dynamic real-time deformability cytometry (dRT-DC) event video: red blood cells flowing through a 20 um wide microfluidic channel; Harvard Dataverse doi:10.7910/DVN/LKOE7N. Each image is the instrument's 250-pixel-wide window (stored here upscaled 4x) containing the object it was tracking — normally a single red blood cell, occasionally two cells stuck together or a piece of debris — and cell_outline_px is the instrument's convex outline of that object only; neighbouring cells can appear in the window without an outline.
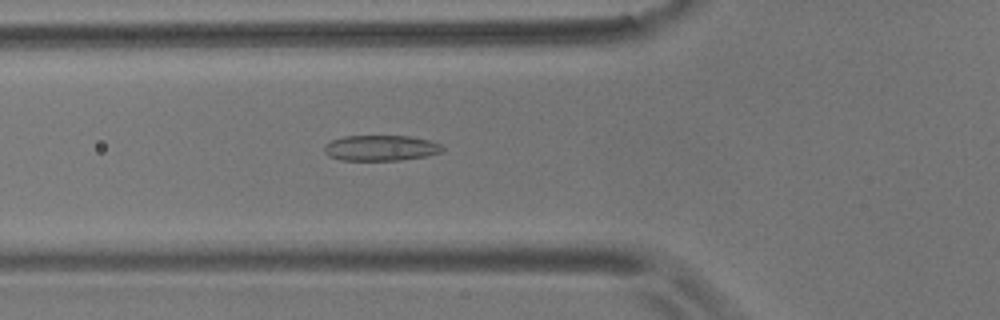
{"species": "common noctule bat (a hibernating species)", "species_latin": "Nyctalus noctula", "temperature_condition": "room temperature", "stored_images_in_passage": 42, "camera_frame_rate_fps": 3000, "um_per_image_px": 0.085, "animal": {"sex": "male", "body_mass_g": 17.9}, "frame": {"image": 1, "passage_image": 6, "time_ms": 1.667, "image_size_px": [1000, 320], "cell_outline_px": [[444, 148], [440, 152], [428, 156], [400, 160], [340, 160], [328, 156], [324, 152], [324, 144], [332, 140], [344, 136], [408, 136], [428, 140], [440, 144]], "centroid_in_image_um": [32.33, 12.58], "position_along_channel_um": 93.5, "area_um2": 17.63}}
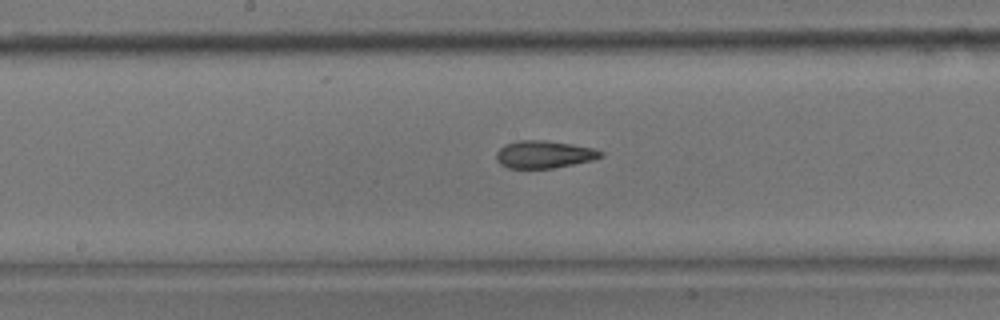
{"frame": {"image": 2, "passage_image": 15, "time_ms": 4.667, "image_size_px": [1000, 320], "cell_outline_px": [[604, 156], [592, 160], [552, 168], [508, 168], [500, 164], [496, 160], [496, 152], [504, 144], [520, 140], [544, 140], [572, 144], [592, 148], [604, 152]], "centroid_in_image_um": [46.22, 13.12], "position_along_channel_um": 202.0, "area_um2": 16.7}}
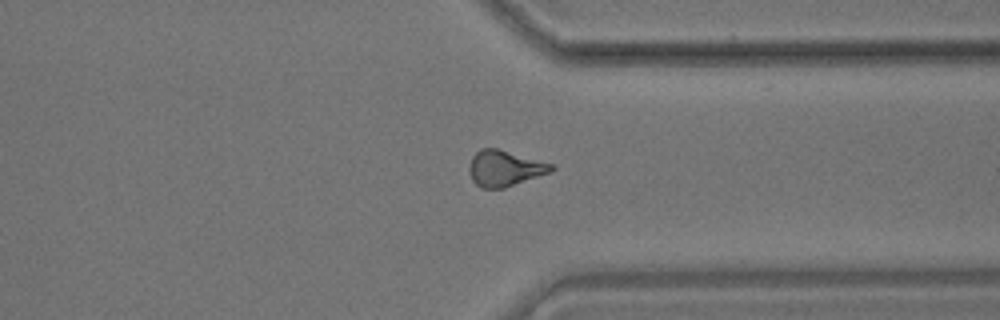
{"frame": {"image": 3, "passage_image": 29, "time_ms": 9.333, "image_size_px": [1000, 320], "cell_outline_px": [[556, 168], [552, 172], [504, 188], [480, 188], [472, 180], [468, 168], [472, 156], [480, 148], [496, 148], [556, 164]], "centroid_in_image_um": [42.93, 14.3], "position_along_channel_um": 368.5, "area_um2": 17.4}, "authors_computed_cell_mechanics": {"area_um2": 16.7909, "velocity_mm_per_s": 3.5929, "shape_relaxation_time_tau1_ms": null, "shape_relaxation_time_tau2_ms": 2.6212, "deformation_change_tau1": null, "deformation_change_tau2": 0.0994}}